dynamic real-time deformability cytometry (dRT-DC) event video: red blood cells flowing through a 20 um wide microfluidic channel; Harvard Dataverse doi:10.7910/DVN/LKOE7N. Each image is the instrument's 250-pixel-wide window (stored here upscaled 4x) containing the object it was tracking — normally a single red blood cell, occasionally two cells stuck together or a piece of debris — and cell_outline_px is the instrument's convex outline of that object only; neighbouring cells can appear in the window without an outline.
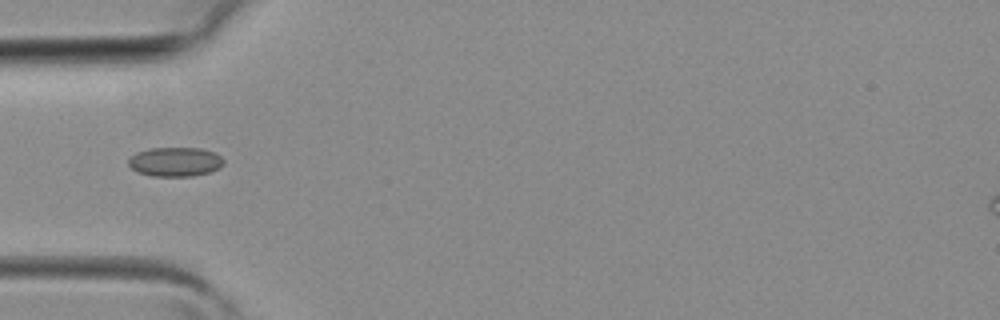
{"species": "common noctule bat (a hibernating species)", "species_latin": "Nyctalus noctula", "temperature_condition": "room temperature", "stored_images_in_passage": 4, "camera_frame_rate_fps": 3000, "um_per_image_px": 0.085, "animal": {"sex": "female", "body_mass_g": 19.3, "forearm_length_mm": 54.1}, "frame": {"image": 1, "passage_image": 4, "time_ms": 1.0, "image_size_px": [1000, 320], "cell_outline_px": [[224, 164], [220, 168], [212, 172], [192, 176], [152, 176], [136, 172], [128, 164], [128, 160], [136, 152], [148, 148], [200, 148], [216, 152], [224, 160]], "centroid_in_image_um": [14.91, 13.75], "position_along_channel_um": 70.1, "area_um2": 16.47}}